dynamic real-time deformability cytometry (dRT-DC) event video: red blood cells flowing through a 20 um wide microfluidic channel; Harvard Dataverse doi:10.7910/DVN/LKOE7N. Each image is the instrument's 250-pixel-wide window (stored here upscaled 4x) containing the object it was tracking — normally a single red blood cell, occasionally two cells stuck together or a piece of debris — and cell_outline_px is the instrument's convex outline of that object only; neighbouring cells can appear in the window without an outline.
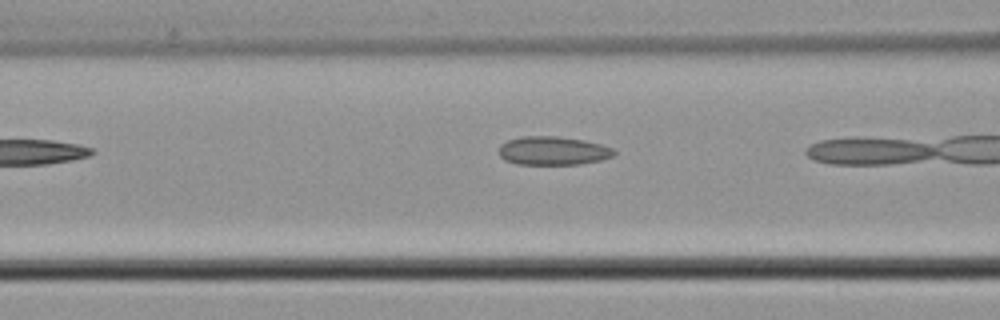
{"species": "common noctule bat (a hibernating species)", "species_latin": "Nyctalus noctula", "temperature_condition": "cold", "stored_images_in_passage": 8, "camera_frame_rate_fps": 3000, "um_per_image_px": 0.085, "animal": {"sex": "male", "body_mass_g": 21.5, "forearm_length_mm": 52.0}, "frame": {"image": 1, "passage_image": 6, "time_ms": 1.667, "image_size_px": [1000, 320], "cell_outline_px": [[616, 152], [612, 156], [600, 160], [580, 164], [516, 164], [504, 160], [500, 156], [500, 144], [508, 140], [520, 136], [560, 136], [584, 140], [600, 144], [612, 148]], "centroid_in_image_um": [46.98, 12.81], "position_along_channel_um": 119.6, "area_um2": 19.19}}